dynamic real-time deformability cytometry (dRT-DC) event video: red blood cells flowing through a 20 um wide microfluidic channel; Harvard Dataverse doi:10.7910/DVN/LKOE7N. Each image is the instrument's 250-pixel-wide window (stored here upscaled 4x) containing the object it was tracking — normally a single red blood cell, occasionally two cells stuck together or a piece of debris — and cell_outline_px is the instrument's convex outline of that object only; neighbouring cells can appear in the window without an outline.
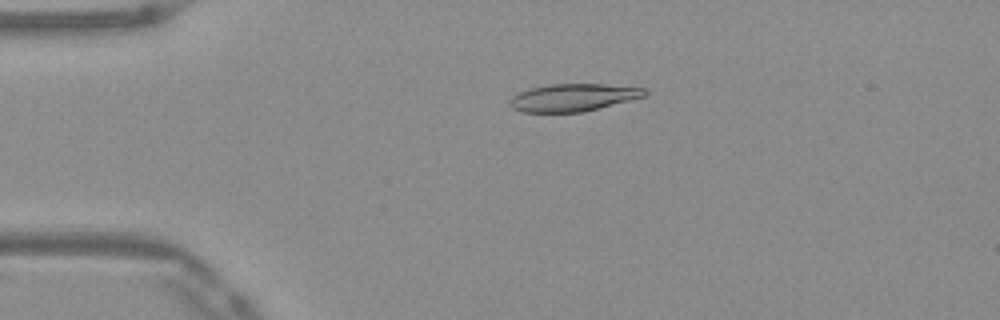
{"species": "Egyptian fruit bat (a non-hibernating species)", "species_latin": "Rousettus aegyptiacus", "temperature_condition": "warm", "stored_images_in_passage": 50, "camera_frame_rate_fps": 3000, "um_per_image_px": 0.085, "frame": {"image": 1, "passage_image": 10, "time_ms": 3.0, "image_size_px": [1000, 320], "cell_outline_px": [[648, 92], [644, 96], [584, 112], [520, 112], [512, 108], [508, 104], [508, 100], [512, 96], [520, 92], [532, 88], [548, 84], [604, 84], [648, 88]], "centroid_in_image_um": [48.7, 8.29], "position_along_channel_um": 36.3, "area_um2": 21.68}}
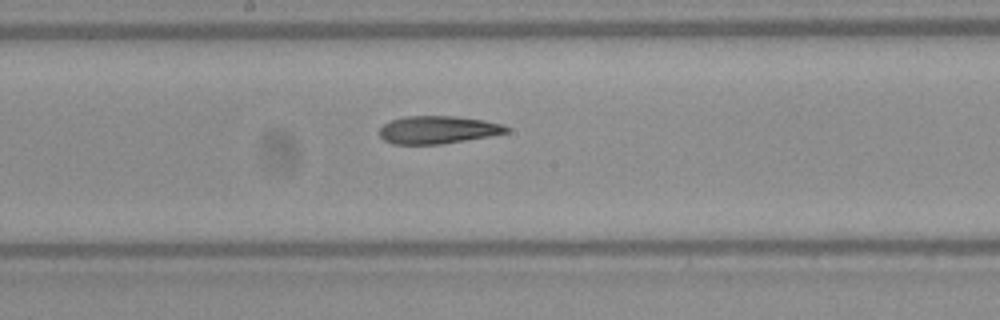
{"frame": {"image": 2, "passage_image": 26, "time_ms": 8.333, "image_size_px": [1000, 320], "cell_outline_px": [[512, 128], [508, 132], [488, 136], [440, 144], [392, 144], [384, 140], [380, 136], [380, 128], [384, 124], [392, 120], [404, 116], [452, 116], [484, 120], [504, 124]], "centroid_in_image_um": [37.23, 11.03], "position_along_channel_um": 211.0, "area_um2": 20.46}}
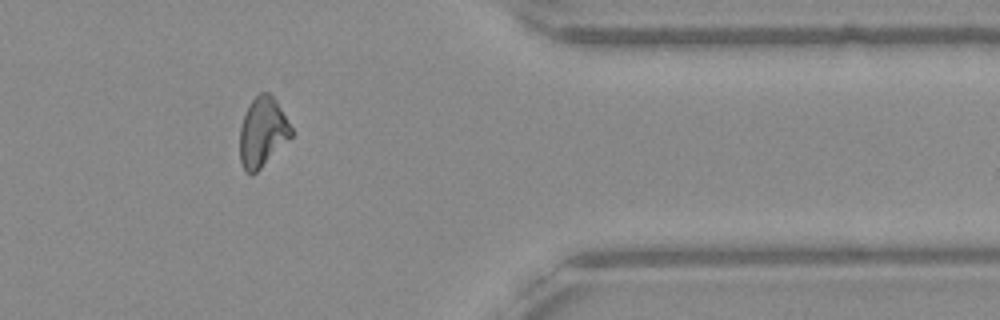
{"frame": {"image": 3, "passage_image": 41, "time_ms": 13.333, "image_size_px": [1000, 320], "cell_outline_px": [[292, 136], [252, 176], [244, 172], [240, 160], [240, 124], [244, 112], [248, 104], [260, 92], [268, 92], [276, 100], [292, 128]], "centroid_in_image_um": [22.28, 11.23], "position_along_channel_um": 389.1, "area_um2": 20.87}, "authors_computed_cell_mechanics": {"area_um2": 21.2415, "velocity_mm_per_s": 3.9576, "shape_relaxation_time_tau1_ms": null, "shape_relaxation_time_tau2_ms": 6.5425, "deformation_change_tau1": null, "deformation_change_tau2": 0.1776}}